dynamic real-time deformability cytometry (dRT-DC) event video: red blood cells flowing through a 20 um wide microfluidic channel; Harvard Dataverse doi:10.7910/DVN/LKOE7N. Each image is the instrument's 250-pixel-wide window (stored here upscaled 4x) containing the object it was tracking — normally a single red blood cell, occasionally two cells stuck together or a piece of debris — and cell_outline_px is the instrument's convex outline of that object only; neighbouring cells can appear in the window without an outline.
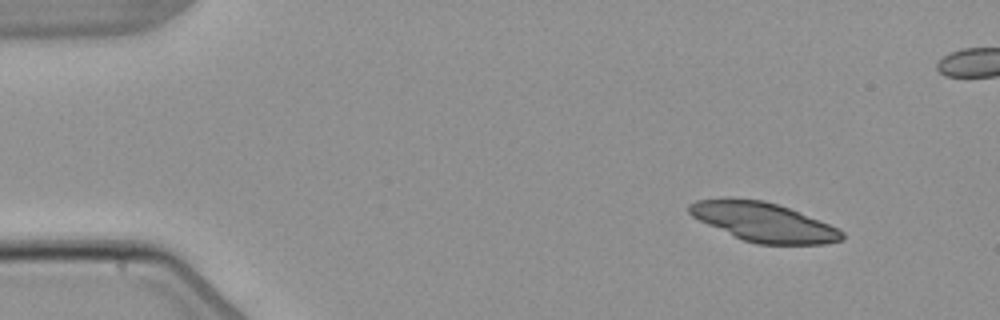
{"species": "common noctule bat (a hibernating species)", "species_latin": "Nyctalus noctula", "temperature_condition": "warm", "stored_images_in_passage": 7, "camera_frame_rate_fps": 3000, "um_per_image_px": 0.085, "animal": {"sex": "male", "body_mass_g": 21.5, "forearm_length_mm": 52.0}, "frame": {"image": 1, "passage_image": 1, "time_ms": 0.0, "image_size_px": [1000, 320], "cell_outline_px": [[844, 240], [824, 244], [756, 244], [744, 240], [708, 224], [692, 216], [688, 212], [688, 204], [696, 200], [724, 196], [732, 196], [764, 200], [788, 208], [828, 224], [844, 232]], "centroid_in_image_um": [64.84, 18.84], "position_along_channel_um": 20.2, "area_um2": 34.8}}
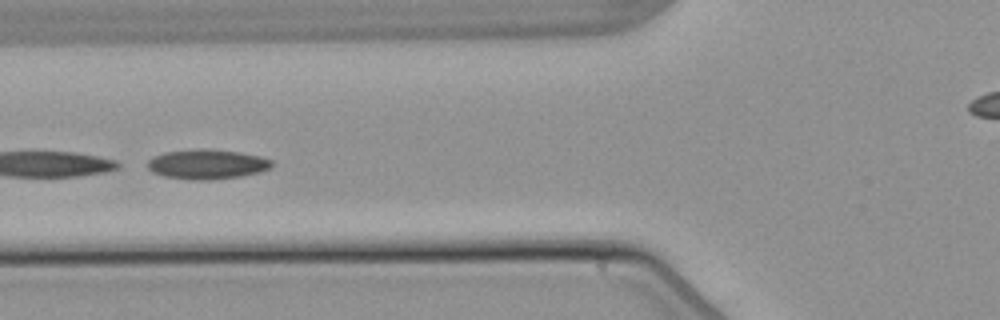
{"frame": {"image": 2, "passage_image": 5, "time_ms": 5.0, "image_size_px": [1000, 320], "cell_outline_px": [[272, 168], [260, 172], [240, 176], [212, 180], [192, 180], [164, 176], [152, 172], [144, 164], [152, 156], [164, 152], [208, 148], [240, 152], [260, 156], [272, 160]], "centroid_in_image_um": [17.58, 13.96], "position_along_channel_um": 108.2, "area_um2": 21.79}}